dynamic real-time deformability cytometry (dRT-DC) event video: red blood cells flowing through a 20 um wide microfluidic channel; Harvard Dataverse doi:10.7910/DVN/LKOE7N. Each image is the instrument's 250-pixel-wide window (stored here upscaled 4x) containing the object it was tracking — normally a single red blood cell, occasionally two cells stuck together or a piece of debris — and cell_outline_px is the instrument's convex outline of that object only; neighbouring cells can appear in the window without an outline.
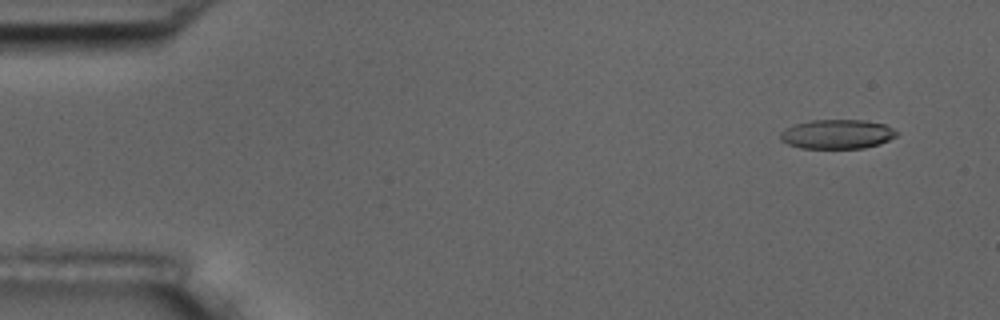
{"species": "common noctule bat (a hibernating species)", "species_latin": "Nyctalus noctula", "temperature_condition": "room temperature", "stored_images_in_passage": 4, "camera_frame_rate_fps": 3000, "um_per_image_px": 0.085, "animal": {"sex": "male", "body_mass_g": 17.5, "forearm_length_mm": 52.3}, "frame": {"image": 1, "passage_image": 1, "time_ms": 0.0, "image_size_px": [1000, 320], "cell_outline_px": [[900, 132], [896, 136], [880, 144], [864, 148], [800, 148], [788, 144], [780, 140], [780, 132], [784, 128], [796, 124], [812, 120], [864, 120], [884, 124]], "centroid_in_image_um": [71.16, 11.4], "position_along_channel_um": 13.8, "area_um2": 19.94}}
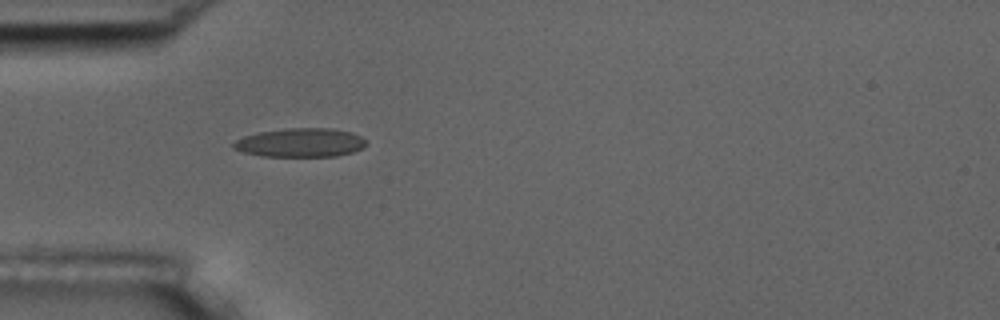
{"frame": {"image": 2, "passage_image": 4, "time_ms": 1.0, "image_size_px": [1000, 320], "cell_outline_px": [[368, 144], [364, 148], [352, 152], [336, 156], [260, 156], [244, 152], [232, 148], [232, 144], [236, 140], [244, 136], [260, 132], [288, 128], [332, 128], [352, 132], [368, 140]], "centroid_in_image_um": [25.58, 12.12], "position_along_channel_um": 59.4, "area_um2": 22.43}}